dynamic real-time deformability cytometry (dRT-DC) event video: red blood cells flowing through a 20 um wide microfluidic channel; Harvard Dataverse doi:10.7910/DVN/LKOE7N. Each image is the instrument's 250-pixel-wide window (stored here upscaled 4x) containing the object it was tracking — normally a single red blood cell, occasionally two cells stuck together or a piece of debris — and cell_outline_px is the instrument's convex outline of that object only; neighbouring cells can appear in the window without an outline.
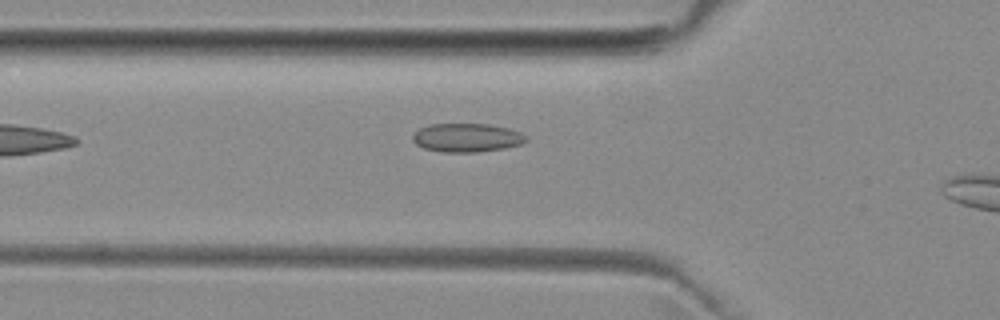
{"species": "common noctule bat (a hibernating species)", "species_latin": "Nyctalus noctula", "temperature_condition": "room temperature", "stored_images_in_passage": 5, "camera_frame_rate_fps": 3000, "um_per_image_px": 0.085, "animal": {"sex": "female", "body_mass_g": 29.2, "forearm_length_mm": 56.3}, "frame": {"image": 1, "passage_image": 4, "time_ms": 4.333, "image_size_px": [1000, 320], "cell_outline_px": [[528, 140], [520, 144], [504, 148], [476, 152], [444, 152], [424, 148], [416, 144], [412, 140], [412, 136], [420, 128], [428, 124], [488, 124], [508, 128], [520, 132], [528, 136]], "centroid_in_image_um": [39.69, 11.7], "position_along_channel_um": 86.1, "area_um2": 18.9}}